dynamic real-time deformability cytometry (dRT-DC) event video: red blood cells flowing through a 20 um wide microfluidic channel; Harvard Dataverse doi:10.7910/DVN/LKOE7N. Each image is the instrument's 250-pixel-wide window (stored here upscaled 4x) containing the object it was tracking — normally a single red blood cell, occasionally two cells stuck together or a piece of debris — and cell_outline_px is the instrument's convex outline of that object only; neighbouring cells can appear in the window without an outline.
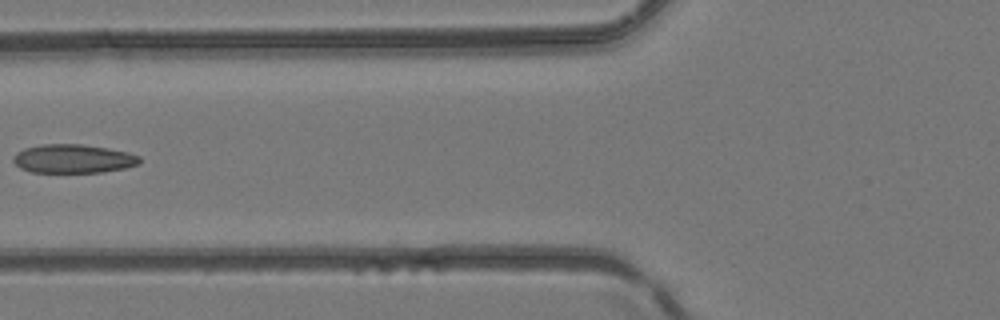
{"species": "common noctule bat (a hibernating species)", "species_latin": "Nyctalus noctula", "temperature_condition": "room temperature", "stored_images_in_passage": 5, "camera_frame_rate_fps": 3000, "um_per_image_px": 0.085, "animal": {"sex": "female", "body_mass_g": 24.6, "forearm_length_mm": 56.2}, "frame": {"image": 1, "passage_image": 5, "time_ms": 1.333, "image_size_px": [1000, 320], "cell_outline_px": [[140, 164], [124, 168], [104, 172], [32, 172], [20, 168], [12, 160], [12, 156], [16, 152], [24, 148], [40, 144], [80, 144], [108, 148], [128, 152], [140, 156]], "centroid_in_image_um": [6.21, 13.48], "position_along_channel_um": 119.6, "area_um2": 21.27}}